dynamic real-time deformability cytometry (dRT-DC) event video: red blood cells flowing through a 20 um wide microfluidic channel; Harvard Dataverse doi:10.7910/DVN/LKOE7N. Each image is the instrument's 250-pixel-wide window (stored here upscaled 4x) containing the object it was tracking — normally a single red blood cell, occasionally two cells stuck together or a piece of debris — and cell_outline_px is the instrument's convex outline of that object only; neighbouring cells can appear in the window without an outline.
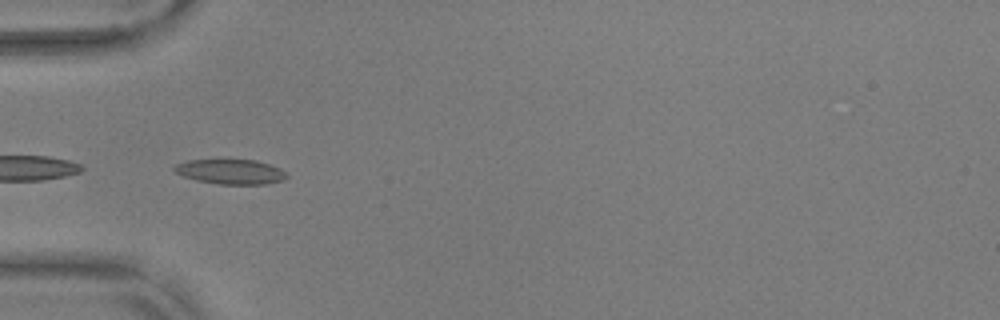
{"species": "common noctule bat (a hibernating species)", "species_latin": "Nyctalus noctula", "temperature_condition": "warm", "stored_images_in_passage": 38, "camera_frame_rate_fps": 3000, "um_per_image_px": 0.085, "animal": {"sex": "male", "body_mass_g": 17.9, "forearm_length_mm": 54.2}, "frame": {"image": 1, "passage_image": 1, "time_ms": 0.0, "image_size_px": [1000, 320], "cell_outline_px": [[288, 176], [284, 180], [268, 184], [216, 184], [196, 180], [184, 176], [176, 172], [172, 168], [176, 164], [188, 160], [256, 160], [280, 168], [288, 172]], "centroid_in_image_um": [19.64, 14.6], "position_along_channel_um": 65.4, "area_um2": 16.3}}
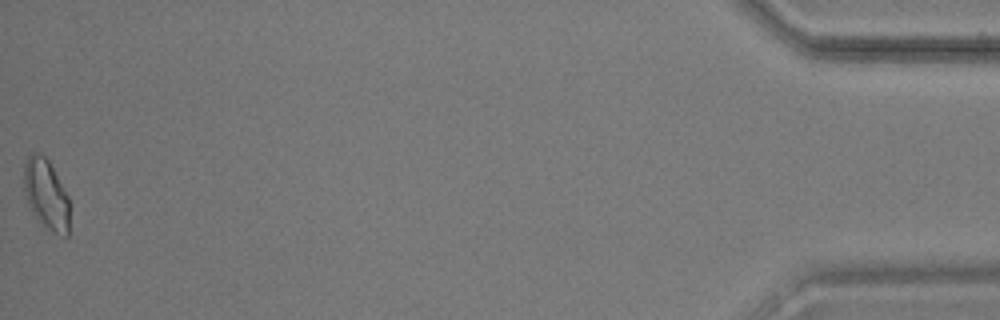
{"frame": {"image": 2, "passage_image": 38, "time_ms": 12.333, "image_size_px": [1000, 320], "cell_outline_px": [[68, 236], [64, 236], [52, 232], [40, 224], [28, 204], [24, 192], [24, 164], [28, 156], [32, 152], [36, 152], [44, 156], [48, 160], [68, 196]], "centroid_in_image_um": [3.9, 16.53], "position_along_channel_um": 431.3, "area_um2": 18.5}, "authors_computed_cell_mechanics": {"area_um2": 15.028, "velocity_mm_per_s": 3.7053, "shape_relaxation_time_tau1_ms": 11.0604, "shape_relaxation_time_tau2_ms": 2.0039, "deformation_change_tau1": 0.2349, "deformation_change_tau2": 0.0724}}